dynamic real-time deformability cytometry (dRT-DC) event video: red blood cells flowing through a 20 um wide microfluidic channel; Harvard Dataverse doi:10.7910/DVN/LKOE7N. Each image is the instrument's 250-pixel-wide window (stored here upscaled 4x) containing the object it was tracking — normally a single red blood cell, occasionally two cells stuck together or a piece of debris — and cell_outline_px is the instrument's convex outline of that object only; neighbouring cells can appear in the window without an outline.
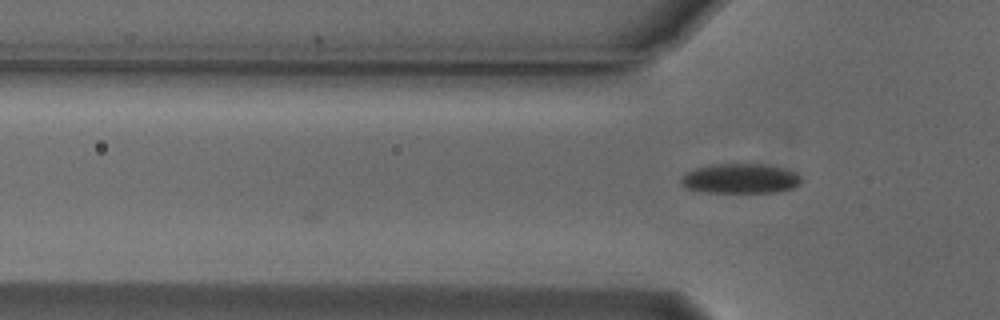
{"species": "Egyptian fruit bat (a non-hibernating species)", "species_latin": "Rousettus aegyptiacus", "temperature_condition": "cold", "stored_images_in_passage": 11, "camera_frame_rate_fps": 3000, "um_per_image_px": 0.085, "animal": {"sex": "male"}, "frame": {"image": 1, "passage_image": 11, "time_ms": 3.333, "image_size_px": [1000, 320], "cell_outline_px": [[800, 184], [792, 188], [780, 192], [704, 192], [688, 188], [680, 180], [684, 172], [696, 168], [712, 164], [760, 164], [784, 168], [796, 172], [800, 176]], "centroid_in_image_um": [62.94, 15.17], "position_along_channel_um": 62.9, "area_um2": 20.81}}